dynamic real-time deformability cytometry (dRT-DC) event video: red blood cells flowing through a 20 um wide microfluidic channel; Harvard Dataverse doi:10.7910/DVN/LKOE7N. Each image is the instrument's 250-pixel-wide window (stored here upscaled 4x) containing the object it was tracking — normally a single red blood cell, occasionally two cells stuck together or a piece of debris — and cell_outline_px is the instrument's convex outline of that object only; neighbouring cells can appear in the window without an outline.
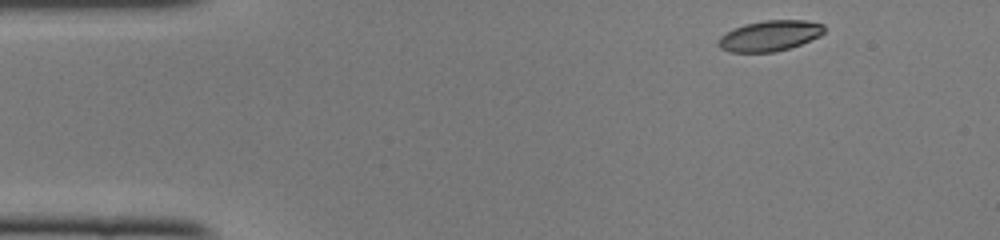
{"species": "common noctule bat (a hibernating species)", "species_latin": "Nyctalus noctula", "temperature_condition": "cold", "stored_images_in_passage": 44, "camera_frame_rate_fps": 3000, "um_per_image_px": 0.085, "animal": {"sex": "female", "body_mass_g": 22.0, "forearm_length_mm": 56.7}, "frame": {"image": 1, "passage_image": 1, "time_ms": 0.0, "image_size_px": [1000, 240], "cell_outline_px": [[828, 28], [820, 36], [800, 44], [776, 52], [728, 52], [720, 48], [716, 44], [716, 40], [720, 36], [732, 28], [744, 24], [764, 20], [804, 20], [824, 24]], "centroid_in_image_um": [65.4, 3.03], "position_along_channel_um": 19.6, "area_um2": 19.19}}
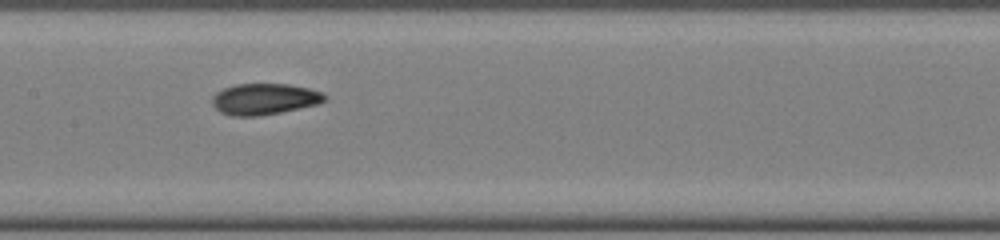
{"frame": {"image": 2, "passage_image": 19, "time_ms": 6.0, "image_size_px": [1000, 240], "cell_outline_px": [[328, 100], [320, 104], [260, 116], [232, 116], [220, 112], [212, 104], [212, 96], [216, 92], [224, 88], [236, 84], [288, 84], [308, 88], [324, 92], [328, 96]], "centroid_in_image_um": [22.52, 8.42], "position_along_channel_um": 184.9, "area_um2": 20.69}}
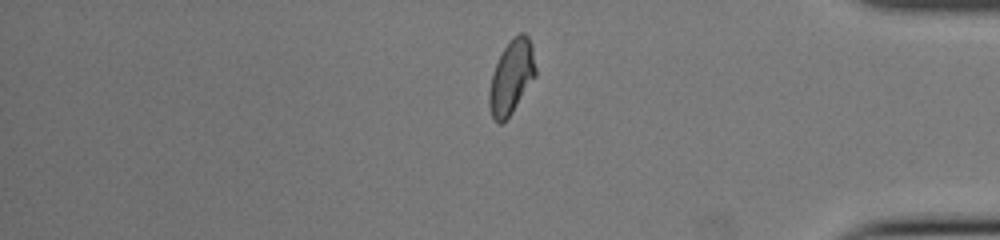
{"frame": {"image": 3, "passage_image": 36, "time_ms": 11.667, "image_size_px": [1000, 240], "cell_outline_px": [[536, 76], [512, 112], [500, 124], [496, 124], [492, 116], [488, 104], [488, 92], [492, 72], [504, 48], [512, 36], [520, 32], [524, 32], [528, 36], [532, 44], [536, 68]], "centroid_in_image_um": [43.47, 6.52], "position_along_channel_um": 391.7, "area_um2": 20.11}, "authors_computed_cell_mechanics": {"area_um2": 19.7098, "velocity_mm_per_s": 4.1125, "shape_relaxation_time_tau1_ms": 8.4889, "shape_relaxation_time_tau2_ms": 1.8412, "deformation_change_tau1": 0.2092, "deformation_change_tau2": 0.0709}}